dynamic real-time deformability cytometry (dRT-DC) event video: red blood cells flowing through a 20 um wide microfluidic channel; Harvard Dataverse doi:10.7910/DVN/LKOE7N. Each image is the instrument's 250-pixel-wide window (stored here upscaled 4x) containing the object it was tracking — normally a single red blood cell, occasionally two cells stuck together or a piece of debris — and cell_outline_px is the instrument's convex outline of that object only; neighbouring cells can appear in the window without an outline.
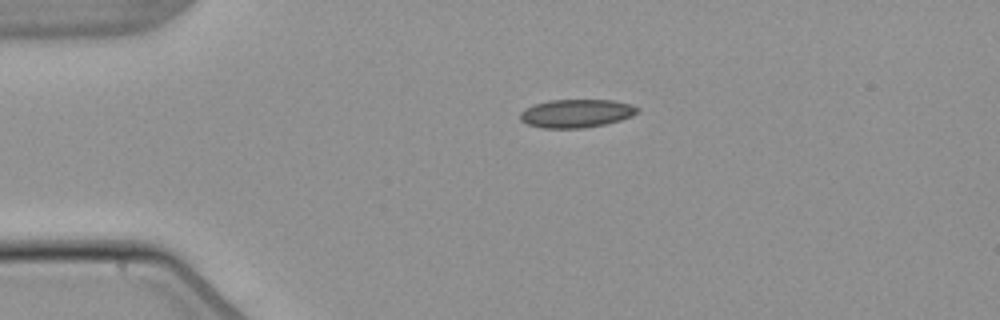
{"species": "common noctule bat (a hibernating species)", "species_latin": "Nyctalus noctula", "temperature_condition": "warm", "stored_images_in_passage": 2, "camera_frame_rate_fps": 3000, "um_per_image_px": 0.085, "animal": {"sex": "male", "body_mass_g": 21.5, "forearm_length_mm": 52.0}, "frame": {"image": 1, "passage_image": 1, "time_ms": 0.0, "image_size_px": [1000, 320], "cell_outline_px": [[640, 108], [632, 116], [620, 120], [604, 124], [584, 128], [540, 128], [528, 124], [520, 120], [520, 112], [524, 108], [548, 100], [612, 100], [632, 104]], "centroid_in_image_um": [48.97, 9.64], "position_along_channel_um": 36.0, "area_um2": 19.36}}